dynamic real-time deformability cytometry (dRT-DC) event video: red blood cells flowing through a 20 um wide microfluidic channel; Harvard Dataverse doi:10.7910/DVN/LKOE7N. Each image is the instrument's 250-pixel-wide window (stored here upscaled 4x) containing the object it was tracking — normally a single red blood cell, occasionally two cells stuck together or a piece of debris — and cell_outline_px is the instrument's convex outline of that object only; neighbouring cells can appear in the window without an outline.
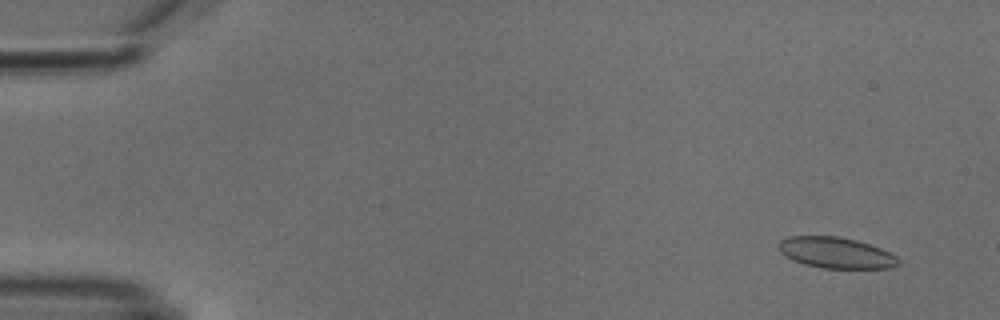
{"species": "common noctule bat (a hibernating species)", "species_latin": "Nyctalus noctula", "temperature_condition": "cold", "stored_images_in_passage": 5, "camera_frame_rate_fps": 3000, "um_per_image_px": 0.085, "animal": {"sex": "male", "body_mass_g": 18.8}, "frame": {"image": 1, "passage_image": 1, "time_ms": 0.0, "image_size_px": [1000, 320], "cell_outline_px": [[900, 264], [888, 268], [820, 268], [804, 264], [792, 260], [784, 256], [776, 248], [776, 244], [780, 240], [788, 236], [840, 236], [856, 240], [880, 248], [896, 256], [900, 260]], "centroid_in_image_um": [70.99, 21.48], "position_along_channel_um": 14.0, "area_um2": 21.85}}
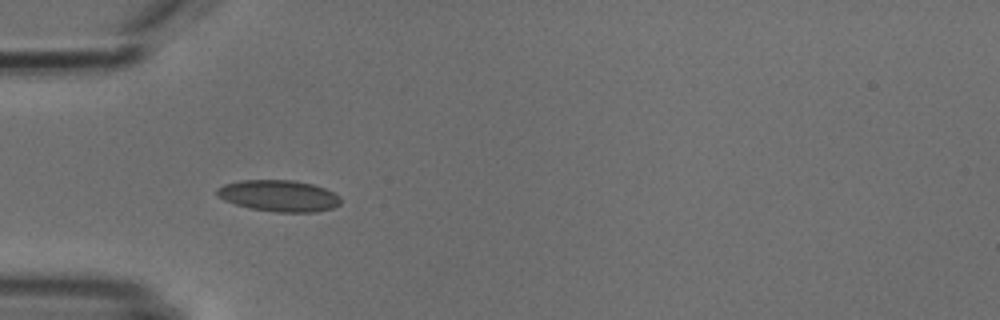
{"frame": {"image": 2, "passage_image": 4, "time_ms": 4.333, "image_size_px": [1000, 320], "cell_outline_px": [[340, 204], [332, 208], [316, 212], [276, 212], [252, 208], [236, 204], [224, 200], [216, 196], [216, 188], [224, 184], [240, 180], [292, 180], [312, 184], [324, 188], [340, 196]], "centroid_in_image_um": [23.68, 16.64], "position_along_channel_um": 61.3, "area_um2": 22.6}}
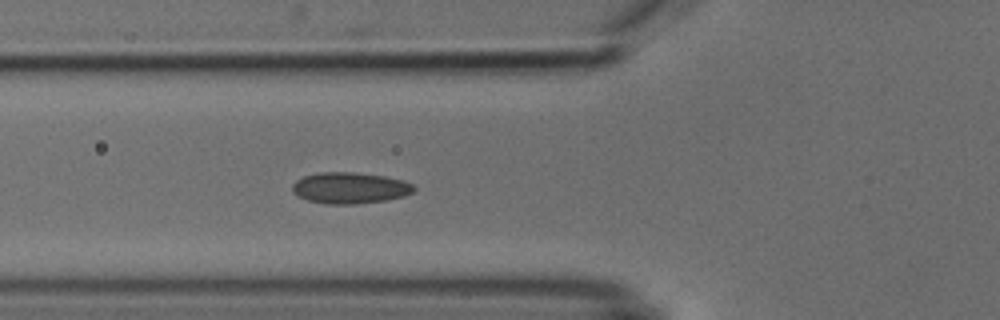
{"frame": {"image": 3, "passage_image": 5, "time_ms": 5.333, "image_size_px": [1000, 320], "cell_outline_px": [[416, 188], [412, 192], [404, 196], [384, 200], [356, 204], [328, 204], [308, 200], [296, 196], [292, 192], [292, 184], [296, 180], [304, 176], [320, 172], [356, 172], [384, 176], [404, 180], [412, 184]], "centroid_in_image_um": [29.72, 15.97], "position_along_channel_um": 96.1, "area_um2": 22.2}}